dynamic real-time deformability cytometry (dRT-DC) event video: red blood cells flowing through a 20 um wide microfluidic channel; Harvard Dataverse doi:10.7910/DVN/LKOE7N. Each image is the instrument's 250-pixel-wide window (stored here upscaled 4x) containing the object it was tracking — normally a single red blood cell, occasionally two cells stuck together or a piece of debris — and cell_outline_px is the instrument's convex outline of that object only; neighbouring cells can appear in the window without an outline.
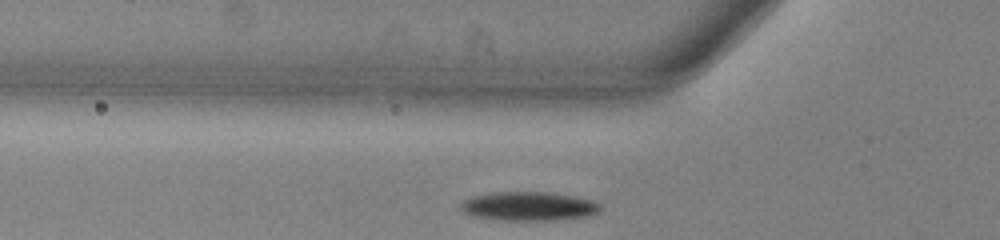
{"species": "common noctule bat (a hibernating species)", "species_latin": "Nyctalus noctula", "temperature_condition": "warm", "stored_images_in_passage": 27, "camera_frame_rate_fps": 3000, "um_per_image_px": 0.085, "animal": {"sex": "male", "body_mass_g": 13.0, "forearm_length_mm": 53.1}, "frame": {"image": 1, "passage_image": 4, "time_ms": 1.0, "image_size_px": [1000, 240], "cell_outline_px": [[600, 212], [588, 216], [560, 220], [496, 220], [472, 216], [464, 212], [460, 208], [460, 204], [464, 200], [472, 196], [492, 192], [552, 192], [592, 200], [600, 204]], "centroid_in_image_um": [44.93, 17.53], "position_along_channel_um": 80.9, "area_um2": 23.76}}
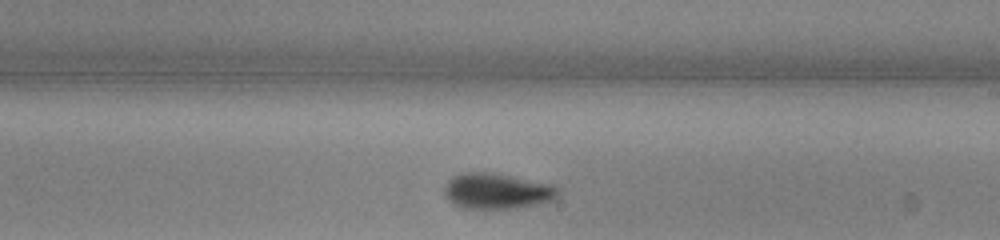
{"frame": {"image": 2, "passage_image": 17, "time_ms": 5.333, "image_size_px": [1000, 240], "cell_outline_px": [[560, 192], [552, 200], [536, 204], [516, 208], [460, 208], [452, 204], [444, 196], [444, 188], [448, 180], [452, 176], [464, 172], [488, 172], [512, 176], [556, 184], [560, 188]], "centroid_in_image_um": [42.24, 16.23], "position_along_channel_um": 246.8, "area_um2": 23.93}}
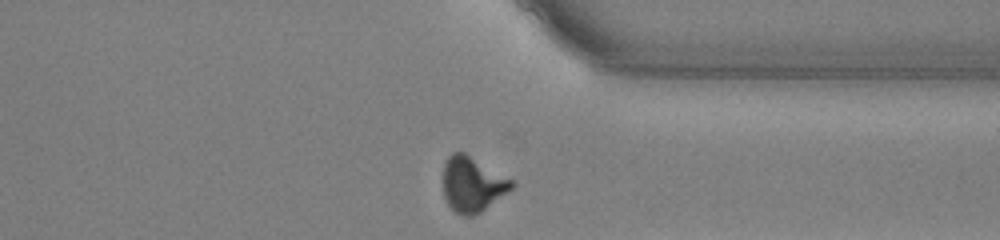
{"frame": {"image": 3, "passage_image": 27, "time_ms": 8.667, "image_size_px": [1000, 240], "cell_outline_px": [[516, 184], [512, 188], [480, 212], [472, 216], [464, 216], [456, 212], [448, 204], [444, 196], [444, 164], [448, 156], [452, 152], [464, 152], [512, 180]], "centroid_in_image_um": [40.13, 15.66], "position_along_channel_um": 371.3, "area_um2": 21.56}, "authors_computed_cell_mechanics": {"area_um2": 23.7558, "velocity_mm_per_s": 3.8271, "shape_relaxation_time_tau1_ms": 2.5451, "shape_relaxation_time_tau2_ms": 2.7503, "deformation_change_tau1": 0.1309, "deformation_change_tau2": 0.0803}}